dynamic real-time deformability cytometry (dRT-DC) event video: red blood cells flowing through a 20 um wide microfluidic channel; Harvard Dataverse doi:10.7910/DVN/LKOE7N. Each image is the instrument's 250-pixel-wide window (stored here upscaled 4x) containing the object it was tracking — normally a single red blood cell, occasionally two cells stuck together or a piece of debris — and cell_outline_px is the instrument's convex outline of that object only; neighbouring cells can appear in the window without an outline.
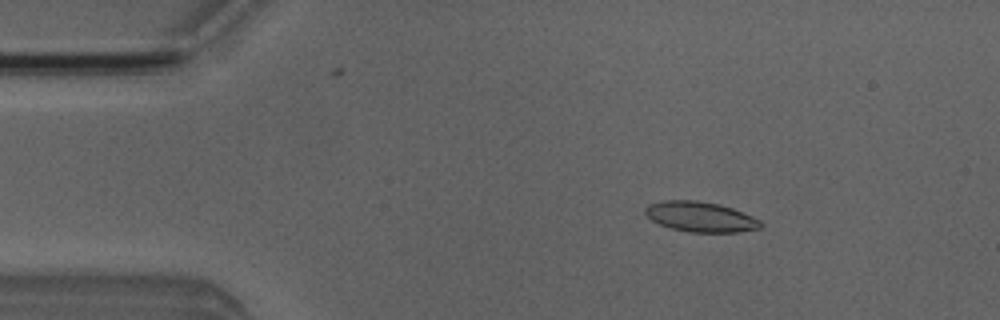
{"species": "Egyptian fruit bat (a non-hibernating species)", "species_latin": "Rousettus aegyptiacus", "temperature_condition": "room temperature", "stored_images_in_passage": 4, "camera_frame_rate_fps": 3000, "um_per_image_px": 0.085, "animal": {"sex": "male"}, "frame": {"image": 1, "passage_image": 2, "time_ms": 2.0, "image_size_px": [1000, 320], "cell_outline_px": [[764, 224], [760, 228], [740, 232], [688, 232], [672, 228], [660, 224], [652, 220], [644, 212], [644, 208], [648, 204], [664, 200], [696, 200], [720, 204], [732, 208], [752, 216], [760, 220]], "centroid_in_image_um": [59.55, 18.42], "position_along_channel_um": 25.5, "area_um2": 20.35}}